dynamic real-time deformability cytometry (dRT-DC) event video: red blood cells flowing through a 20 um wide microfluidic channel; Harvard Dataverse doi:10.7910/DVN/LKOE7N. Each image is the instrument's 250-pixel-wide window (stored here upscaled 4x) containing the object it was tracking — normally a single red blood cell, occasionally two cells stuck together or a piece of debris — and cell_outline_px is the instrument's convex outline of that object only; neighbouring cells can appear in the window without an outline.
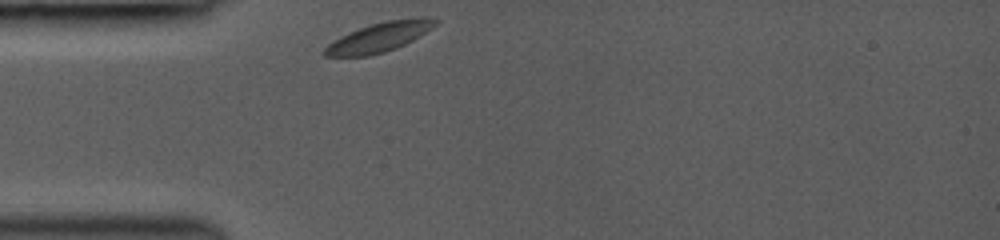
{"species": "common noctule bat (a hibernating species)", "species_latin": "Nyctalus noctula", "temperature_condition": "room temperature", "stored_images_in_passage": 30, "camera_frame_rate_fps": 3000, "um_per_image_px": 0.085, "animal": {"sex": "female", "body_mass_g": 19.0, "forearm_length_mm": 53.3}, "frame": {"image": 1, "passage_image": 1, "time_ms": 0.0, "image_size_px": [1000, 240], "cell_outline_px": [[440, 20], [432, 28], [412, 40], [396, 48], [384, 52], [368, 56], [324, 56], [320, 52], [328, 44], [340, 36], [348, 32], [372, 24], [388, 20], [420, 16], [432, 16]], "centroid_in_image_um": [32.26, 3.14], "position_along_channel_um": 52.7, "area_um2": 19.13}}
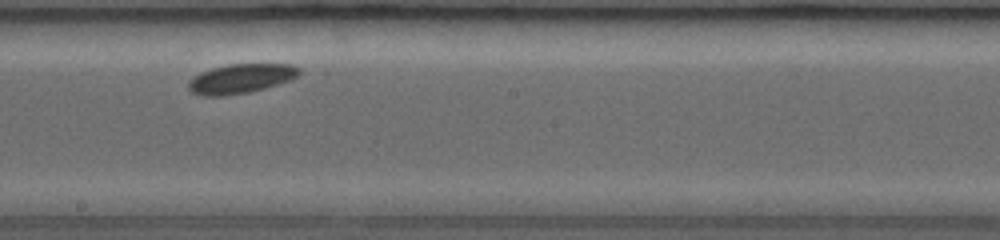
{"frame": {"image": 2, "passage_image": 18, "time_ms": 4.667, "image_size_px": [1000, 240], "cell_outline_px": [[300, 76], [292, 80], [264, 88], [248, 92], [220, 96], [204, 96], [192, 92], [188, 88], [188, 80], [192, 76], [200, 72], [212, 68], [228, 64], [292, 64], [300, 68]], "centroid_in_image_um": [20.47, 6.67], "position_along_channel_um": 227.7, "area_um2": 19.13}}
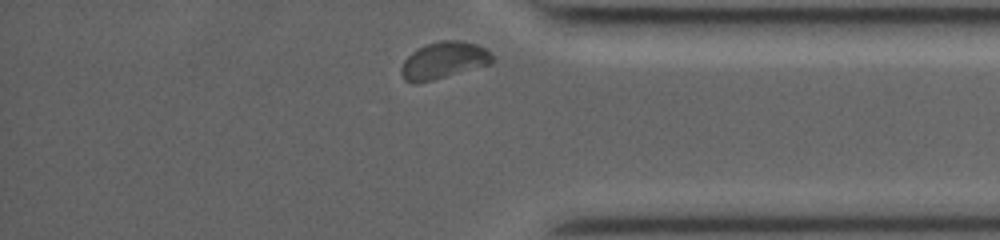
{"frame": {"image": 3, "passage_image": 30, "time_ms": 9.0, "image_size_px": [1000, 240], "cell_outline_px": [[492, 64], [432, 80], [416, 84], [412, 84], [404, 80], [400, 72], [400, 68], [404, 60], [412, 52], [428, 44], [440, 40], [460, 40], [476, 44], [484, 48], [492, 56]], "centroid_in_image_um": [37.68, 5.15], "position_along_channel_um": 397.5, "area_um2": 19.48}}